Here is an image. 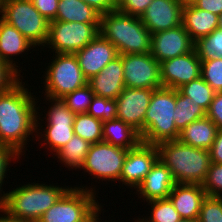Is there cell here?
Instances as JSON below:
<instances>
[{
    "label": "cell",
    "mask_w": 222,
    "mask_h": 222,
    "mask_svg": "<svg viewBox=\"0 0 222 222\" xmlns=\"http://www.w3.org/2000/svg\"><path fill=\"white\" fill-rule=\"evenodd\" d=\"M175 185L176 182L171 171L158 159L133 193H135L140 200H143H141V202L145 203L168 198Z\"/></svg>",
    "instance_id": "obj_20"
},
{
    "label": "cell",
    "mask_w": 222,
    "mask_h": 222,
    "mask_svg": "<svg viewBox=\"0 0 222 222\" xmlns=\"http://www.w3.org/2000/svg\"><path fill=\"white\" fill-rule=\"evenodd\" d=\"M71 186L38 220L39 222H91L105 204L98 202L92 183ZM81 185V186H79ZM94 186V187H93ZM103 204V205H102Z\"/></svg>",
    "instance_id": "obj_6"
},
{
    "label": "cell",
    "mask_w": 222,
    "mask_h": 222,
    "mask_svg": "<svg viewBox=\"0 0 222 222\" xmlns=\"http://www.w3.org/2000/svg\"><path fill=\"white\" fill-rule=\"evenodd\" d=\"M201 76V60L196 50L160 63L162 87L178 90Z\"/></svg>",
    "instance_id": "obj_15"
},
{
    "label": "cell",
    "mask_w": 222,
    "mask_h": 222,
    "mask_svg": "<svg viewBox=\"0 0 222 222\" xmlns=\"http://www.w3.org/2000/svg\"><path fill=\"white\" fill-rule=\"evenodd\" d=\"M194 5L218 16L222 14V0H198Z\"/></svg>",
    "instance_id": "obj_44"
},
{
    "label": "cell",
    "mask_w": 222,
    "mask_h": 222,
    "mask_svg": "<svg viewBox=\"0 0 222 222\" xmlns=\"http://www.w3.org/2000/svg\"><path fill=\"white\" fill-rule=\"evenodd\" d=\"M89 6H91L100 15H104L108 12L116 10V7L110 0H82Z\"/></svg>",
    "instance_id": "obj_45"
},
{
    "label": "cell",
    "mask_w": 222,
    "mask_h": 222,
    "mask_svg": "<svg viewBox=\"0 0 222 222\" xmlns=\"http://www.w3.org/2000/svg\"><path fill=\"white\" fill-rule=\"evenodd\" d=\"M86 113L102 122L115 119L117 116L116 100L94 95Z\"/></svg>",
    "instance_id": "obj_33"
},
{
    "label": "cell",
    "mask_w": 222,
    "mask_h": 222,
    "mask_svg": "<svg viewBox=\"0 0 222 222\" xmlns=\"http://www.w3.org/2000/svg\"><path fill=\"white\" fill-rule=\"evenodd\" d=\"M206 196L200 184L176 183L168 198L182 219L198 220Z\"/></svg>",
    "instance_id": "obj_22"
},
{
    "label": "cell",
    "mask_w": 222,
    "mask_h": 222,
    "mask_svg": "<svg viewBox=\"0 0 222 222\" xmlns=\"http://www.w3.org/2000/svg\"><path fill=\"white\" fill-rule=\"evenodd\" d=\"M201 77L215 92H222V59L201 61Z\"/></svg>",
    "instance_id": "obj_35"
},
{
    "label": "cell",
    "mask_w": 222,
    "mask_h": 222,
    "mask_svg": "<svg viewBox=\"0 0 222 222\" xmlns=\"http://www.w3.org/2000/svg\"><path fill=\"white\" fill-rule=\"evenodd\" d=\"M1 7H2V0H0V15H1Z\"/></svg>",
    "instance_id": "obj_53"
},
{
    "label": "cell",
    "mask_w": 222,
    "mask_h": 222,
    "mask_svg": "<svg viewBox=\"0 0 222 222\" xmlns=\"http://www.w3.org/2000/svg\"><path fill=\"white\" fill-rule=\"evenodd\" d=\"M110 1L117 8L124 0H110Z\"/></svg>",
    "instance_id": "obj_49"
},
{
    "label": "cell",
    "mask_w": 222,
    "mask_h": 222,
    "mask_svg": "<svg viewBox=\"0 0 222 222\" xmlns=\"http://www.w3.org/2000/svg\"><path fill=\"white\" fill-rule=\"evenodd\" d=\"M152 1L153 0H124L116 9L124 14L141 17Z\"/></svg>",
    "instance_id": "obj_40"
},
{
    "label": "cell",
    "mask_w": 222,
    "mask_h": 222,
    "mask_svg": "<svg viewBox=\"0 0 222 222\" xmlns=\"http://www.w3.org/2000/svg\"><path fill=\"white\" fill-rule=\"evenodd\" d=\"M195 42L180 25L173 29L152 34L151 55L159 62L186 54L194 50Z\"/></svg>",
    "instance_id": "obj_16"
},
{
    "label": "cell",
    "mask_w": 222,
    "mask_h": 222,
    "mask_svg": "<svg viewBox=\"0 0 222 222\" xmlns=\"http://www.w3.org/2000/svg\"><path fill=\"white\" fill-rule=\"evenodd\" d=\"M84 77L89 80L97 75L119 54L116 47L100 34L75 53Z\"/></svg>",
    "instance_id": "obj_18"
},
{
    "label": "cell",
    "mask_w": 222,
    "mask_h": 222,
    "mask_svg": "<svg viewBox=\"0 0 222 222\" xmlns=\"http://www.w3.org/2000/svg\"><path fill=\"white\" fill-rule=\"evenodd\" d=\"M146 203V206H149L147 208L149 211L148 214L144 217L142 215V218L140 214L138 216L142 222H180L182 220L169 198L153 200Z\"/></svg>",
    "instance_id": "obj_30"
},
{
    "label": "cell",
    "mask_w": 222,
    "mask_h": 222,
    "mask_svg": "<svg viewBox=\"0 0 222 222\" xmlns=\"http://www.w3.org/2000/svg\"><path fill=\"white\" fill-rule=\"evenodd\" d=\"M98 35L99 23L50 21L48 38L40 53L51 50L49 53L75 54Z\"/></svg>",
    "instance_id": "obj_10"
},
{
    "label": "cell",
    "mask_w": 222,
    "mask_h": 222,
    "mask_svg": "<svg viewBox=\"0 0 222 222\" xmlns=\"http://www.w3.org/2000/svg\"><path fill=\"white\" fill-rule=\"evenodd\" d=\"M122 65L126 88H162L160 63L151 53L124 54Z\"/></svg>",
    "instance_id": "obj_12"
},
{
    "label": "cell",
    "mask_w": 222,
    "mask_h": 222,
    "mask_svg": "<svg viewBox=\"0 0 222 222\" xmlns=\"http://www.w3.org/2000/svg\"><path fill=\"white\" fill-rule=\"evenodd\" d=\"M22 77L0 59V93L9 90Z\"/></svg>",
    "instance_id": "obj_39"
},
{
    "label": "cell",
    "mask_w": 222,
    "mask_h": 222,
    "mask_svg": "<svg viewBox=\"0 0 222 222\" xmlns=\"http://www.w3.org/2000/svg\"><path fill=\"white\" fill-rule=\"evenodd\" d=\"M103 142L124 149L135 148L140 142L139 133L121 119L103 122Z\"/></svg>",
    "instance_id": "obj_25"
},
{
    "label": "cell",
    "mask_w": 222,
    "mask_h": 222,
    "mask_svg": "<svg viewBox=\"0 0 222 222\" xmlns=\"http://www.w3.org/2000/svg\"><path fill=\"white\" fill-rule=\"evenodd\" d=\"M0 222H39V221L34 219L16 218L8 214L2 207H0Z\"/></svg>",
    "instance_id": "obj_46"
},
{
    "label": "cell",
    "mask_w": 222,
    "mask_h": 222,
    "mask_svg": "<svg viewBox=\"0 0 222 222\" xmlns=\"http://www.w3.org/2000/svg\"><path fill=\"white\" fill-rule=\"evenodd\" d=\"M39 13L49 22L54 21L57 16L59 0H31Z\"/></svg>",
    "instance_id": "obj_42"
},
{
    "label": "cell",
    "mask_w": 222,
    "mask_h": 222,
    "mask_svg": "<svg viewBox=\"0 0 222 222\" xmlns=\"http://www.w3.org/2000/svg\"><path fill=\"white\" fill-rule=\"evenodd\" d=\"M53 59L42 71L44 74L40 79L43 88L42 93L45 97L51 99H62L67 94L72 93L76 89L82 88L87 84L79 66L78 59L75 54L70 53H50ZM43 82V83H42ZM44 91V92H43Z\"/></svg>",
    "instance_id": "obj_8"
},
{
    "label": "cell",
    "mask_w": 222,
    "mask_h": 222,
    "mask_svg": "<svg viewBox=\"0 0 222 222\" xmlns=\"http://www.w3.org/2000/svg\"><path fill=\"white\" fill-rule=\"evenodd\" d=\"M198 0H179L183 7L194 5Z\"/></svg>",
    "instance_id": "obj_48"
},
{
    "label": "cell",
    "mask_w": 222,
    "mask_h": 222,
    "mask_svg": "<svg viewBox=\"0 0 222 222\" xmlns=\"http://www.w3.org/2000/svg\"><path fill=\"white\" fill-rule=\"evenodd\" d=\"M218 131L217 126L205 116L187 125L178 140L194 148L210 150Z\"/></svg>",
    "instance_id": "obj_24"
},
{
    "label": "cell",
    "mask_w": 222,
    "mask_h": 222,
    "mask_svg": "<svg viewBox=\"0 0 222 222\" xmlns=\"http://www.w3.org/2000/svg\"><path fill=\"white\" fill-rule=\"evenodd\" d=\"M194 49L201 61L222 59V29L218 27L209 35L199 38L194 44Z\"/></svg>",
    "instance_id": "obj_32"
},
{
    "label": "cell",
    "mask_w": 222,
    "mask_h": 222,
    "mask_svg": "<svg viewBox=\"0 0 222 222\" xmlns=\"http://www.w3.org/2000/svg\"><path fill=\"white\" fill-rule=\"evenodd\" d=\"M209 151L211 163L222 164V130L217 132L216 138Z\"/></svg>",
    "instance_id": "obj_43"
},
{
    "label": "cell",
    "mask_w": 222,
    "mask_h": 222,
    "mask_svg": "<svg viewBox=\"0 0 222 222\" xmlns=\"http://www.w3.org/2000/svg\"><path fill=\"white\" fill-rule=\"evenodd\" d=\"M104 210V211H103ZM103 211V212H102ZM101 213H102V217H101ZM104 213H105V209H102L92 220H91V222H118V220H114V219H111V220H109L110 219V214H109V218H108V221H107V219L105 220L104 219ZM101 218H103V219H101ZM103 220V221H102ZM105 220V221H104ZM112 220H114V221H112ZM123 222H124V220H122ZM119 222H120V220H119Z\"/></svg>",
    "instance_id": "obj_47"
},
{
    "label": "cell",
    "mask_w": 222,
    "mask_h": 222,
    "mask_svg": "<svg viewBox=\"0 0 222 222\" xmlns=\"http://www.w3.org/2000/svg\"><path fill=\"white\" fill-rule=\"evenodd\" d=\"M176 89L160 88L153 91L144 118L141 142L157 145L164 141L178 140L180 132L175 120Z\"/></svg>",
    "instance_id": "obj_7"
},
{
    "label": "cell",
    "mask_w": 222,
    "mask_h": 222,
    "mask_svg": "<svg viewBox=\"0 0 222 222\" xmlns=\"http://www.w3.org/2000/svg\"><path fill=\"white\" fill-rule=\"evenodd\" d=\"M179 90L185 96L190 97V101L200 105L205 111L208 110L216 93L201 76L187 84H184L179 88Z\"/></svg>",
    "instance_id": "obj_31"
},
{
    "label": "cell",
    "mask_w": 222,
    "mask_h": 222,
    "mask_svg": "<svg viewBox=\"0 0 222 222\" xmlns=\"http://www.w3.org/2000/svg\"><path fill=\"white\" fill-rule=\"evenodd\" d=\"M158 159L156 145L140 142L135 148L128 149L118 181L120 189H125L121 192H125L126 188L136 190Z\"/></svg>",
    "instance_id": "obj_13"
},
{
    "label": "cell",
    "mask_w": 222,
    "mask_h": 222,
    "mask_svg": "<svg viewBox=\"0 0 222 222\" xmlns=\"http://www.w3.org/2000/svg\"><path fill=\"white\" fill-rule=\"evenodd\" d=\"M182 9L179 0H153L140 19L153 34L182 25Z\"/></svg>",
    "instance_id": "obj_17"
},
{
    "label": "cell",
    "mask_w": 222,
    "mask_h": 222,
    "mask_svg": "<svg viewBox=\"0 0 222 222\" xmlns=\"http://www.w3.org/2000/svg\"><path fill=\"white\" fill-rule=\"evenodd\" d=\"M23 80L22 77L9 90L0 93V144L24 157L29 142L36 138L37 105L41 98L34 95Z\"/></svg>",
    "instance_id": "obj_1"
},
{
    "label": "cell",
    "mask_w": 222,
    "mask_h": 222,
    "mask_svg": "<svg viewBox=\"0 0 222 222\" xmlns=\"http://www.w3.org/2000/svg\"><path fill=\"white\" fill-rule=\"evenodd\" d=\"M43 97V100L48 104L50 103V105H48L47 110L40 107L41 102L37 105L35 141H38V144H41V147L43 146L42 148L45 146V149L50 151L49 157H51L52 154L54 156L60 151L75 135L73 124L76 114L67 107L62 99Z\"/></svg>",
    "instance_id": "obj_5"
},
{
    "label": "cell",
    "mask_w": 222,
    "mask_h": 222,
    "mask_svg": "<svg viewBox=\"0 0 222 222\" xmlns=\"http://www.w3.org/2000/svg\"><path fill=\"white\" fill-rule=\"evenodd\" d=\"M36 48L37 47L24 37L15 27L9 25L0 18V59L15 70L21 77H24L21 73L25 71L26 68H23V66L21 67L20 65L22 64L17 62L20 59L18 56L21 55V58L25 55L28 56L29 51H31V49V52L37 51ZM23 53L25 54L23 55ZM20 68H22L23 71Z\"/></svg>",
    "instance_id": "obj_19"
},
{
    "label": "cell",
    "mask_w": 222,
    "mask_h": 222,
    "mask_svg": "<svg viewBox=\"0 0 222 222\" xmlns=\"http://www.w3.org/2000/svg\"><path fill=\"white\" fill-rule=\"evenodd\" d=\"M156 146L159 160L171 171L176 183H204L211 164L209 150L194 148L179 140L164 141Z\"/></svg>",
    "instance_id": "obj_4"
},
{
    "label": "cell",
    "mask_w": 222,
    "mask_h": 222,
    "mask_svg": "<svg viewBox=\"0 0 222 222\" xmlns=\"http://www.w3.org/2000/svg\"><path fill=\"white\" fill-rule=\"evenodd\" d=\"M207 196L222 197V164L211 163L202 184Z\"/></svg>",
    "instance_id": "obj_38"
},
{
    "label": "cell",
    "mask_w": 222,
    "mask_h": 222,
    "mask_svg": "<svg viewBox=\"0 0 222 222\" xmlns=\"http://www.w3.org/2000/svg\"><path fill=\"white\" fill-rule=\"evenodd\" d=\"M91 144L84 139H82L78 135H74L72 139L60 150L58 151L54 157L57 158V162L59 161L62 165L67 167L70 171L72 170H80L83 166L85 158L88 154Z\"/></svg>",
    "instance_id": "obj_27"
},
{
    "label": "cell",
    "mask_w": 222,
    "mask_h": 222,
    "mask_svg": "<svg viewBox=\"0 0 222 222\" xmlns=\"http://www.w3.org/2000/svg\"><path fill=\"white\" fill-rule=\"evenodd\" d=\"M87 84L94 95L116 99L125 88L122 55L109 62L97 75L91 77Z\"/></svg>",
    "instance_id": "obj_21"
},
{
    "label": "cell",
    "mask_w": 222,
    "mask_h": 222,
    "mask_svg": "<svg viewBox=\"0 0 222 222\" xmlns=\"http://www.w3.org/2000/svg\"><path fill=\"white\" fill-rule=\"evenodd\" d=\"M99 34L116 47L119 55L151 53L152 34L140 17L117 9L100 15Z\"/></svg>",
    "instance_id": "obj_2"
},
{
    "label": "cell",
    "mask_w": 222,
    "mask_h": 222,
    "mask_svg": "<svg viewBox=\"0 0 222 222\" xmlns=\"http://www.w3.org/2000/svg\"><path fill=\"white\" fill-rule=\"evenodd\" d=\"M137 217V218H136ZM135 218H132L133 220H131L132 222H142L139 218H138V216H136Z\"/></svg>",
    "instance_id": "obj_52"
},
{
    "label": "cell",
    "mask_w": 222,
    "mask_h": 222,
    "mask_svg": "<svg viewBox=\"0 0 222 222\" xmlns=\"http://www.w3.org/2000/svg\"><path fill=\"white\" fill-rule=\"evenodd\" d=\"M21 157L22 156H20L11 147L0 144V207H2V205H3V203L6 199V194L7 193H5V191H3V189H4L3 186H4V184L5 185L7 184V183H5V179H8V177H7L8 174L7 173H8V171H9V173L11 172L10 171V168H11L10 166L11 165L13 166V164H15L16 160L18 162ZM12 162H14V163L11 164Z\"/></svg>",
    "instance_id": "obj_36"
},
{
    "label": "cell",
    "mask_w": 222,
    "mask_h": 222,
    "mask_svg": "<svg viewBox=\"0 0 222 222\" xmlns=\"http://www.w3.org/2000/svg\"><path fill=\"white\" fill-rule=\"evenodd\" d=\"M179 89L176 90L175 126L181 132L187 125L206 116V111L198 104L190 101Z\"/></svg>",
    "instance_id": "obj_28"
},
{
    "label": "cell",
    "mask_w": 222,
    "mask_h": 222,
    "mask_svg": "<svg viewBox=\"0 0 222 222\" xmlns=\"http://www.w3.org/2000/svg\"><path fill=\"white\" fill-rule=\"evenodd\" d=\"M127 149L114 146L106 142L91 144L88 154L85 158L83 166L79 171L83 170V174L91 176L93 182L101 183L106 181L107 185L120 180L122 167L127 156ZM86 173V174H85ZM108 181V182H107Z\"/></svg>",
    "instance_id": "obj_11"
},
{
    "label": "cell",
    "mask_w": 222,
    "mask_h": 222,
    "mask_svg": "<svg viewBox=\"0 0 222 222\" xmlns=\"http://www.w3.org/2000/svg\"><path fill=\"white\" fill-rule=\"evenodd\" d=\"M54 21L99 23L100 14L82 0H59Z\"/></svg>",
    "instance_id": "obj_26"
},
{
    "label": "cell",
    "mask_w": 222,
    "mask_h": 222,
    "mask_svg": "<svg viewBox=\"0 0 222 222\" xmlns=\"http://www.w3.org/2000/svg\"><path fill=\"white\" fill-rule=\"evenodd\" d=\"M206 116L217 126L218 130H222V92H216Z\"/></svg>",
    "instance_id": "obj_41"
},
{
    "label": "cell",
    "mask_w": 222,
    "mask_h": 222,
    "mask_svg": "<svg viewBox=\"0 0 222 222\" xmlns=\"http://www.w3.org/2000/svg\"><path fill=\"white\" fill-rule=\"evenodd\" d=\"M180 222H198V220L182 219Z\"/></svg>",
    "instance_id": "obj_51"
},
{
    "label": "cell",
    "mask_w": 222,
    "mask_h": 222,
    "mask_svg": "<svg viewBox=\"0 0 222 222\" xmlns=\"http://www.w3.org/2000/svg\"><path fill=\"white\" fill-rule=\"evenodd\" d=\"M154 89L124 88L115 99L117 116L141 136L144 133V118Z\"/></svg>",
    "instance_id": "obj_14"
},
{
    "label": "cell",
    "mask_w": 222,
    "mask_h": 222,
    "mask_svg": "<svg viewBox=\"0 0 222 222\" xmlns=\"http://www.w3.org/2000/svg\"><path fill=\"white\" fill-rule=\"evenodd\" d=\"M218 27L222 29V14L219 15Z\"/></svg>",
    "instance_id": "obj_50"
},
{
    "label": "cell",
    "mask_w": 222,
    "mask_h": 222,
    "mask_svg": "<svg viewBox=\"0 0 222 222\" xmlns=\"http://www.w3.org/2000/svg\"><path fill=\"white\" fill-rule=\"evenodd\" d=\"M73 128L75 135L90 144L103 141V122L87 113L76 114Z\"/></svg>",
    "instance_id": "obj_29"
},
{
    "label": "cell",
    "mask_w": 222,
    "mask_h": 222,
    "mask_svg": "<svg viewBox=\"0 0 222 222\" xmlns=\"http://www.w3.org/2000/svg\"><path fill=\"white\" fill-rule=\"evenodd\" d=\"M94 96L90 86L86 84L84 87L76 89L72 93L62 98V101L75 114L86 113Z\"/></svg>",
    "instance_id": "obj_34"
},
{
    "label": "cell",
    "mask_w": 222,
    "mask_h": 222,
    "mask_svg": "<svg viewBox=\"0 0 222 222\" xmlns=\"http://www.w3.org/2000/svg\"><path fill=\"white\" fill-rule=\"evenodd\" d=\"M22 182L6 191L2 208L16 218L39 220L41 216L71 187L58 183ZM21 185V186H20Z\"/></svg>",
    "instance_id": "obj_3"
},
{
    "label": "cell",
    "mask_w": 222,
    "mask_h": 222,
    "mask_svg": "<svg viewBox=\"0 0 222 222\" xmlns=\"http://www.w3.org/2000/svg\"><path fill=\"white\" fill-rule=\"evenodd\" d=\"M0 18L15 27L38 51L46 44L50 22L39 13L31 0H2Z\"/></svg>",
    "instance_id": "obj_9"
},
{
    "label": "cell",
    "mask_w": 222,
    "mask_h": 222,
    "mask_svg": "<svg viewBox=\"0 0 222 222\" xmlns=\"http://www.w3.org/2000/svg\"><path fill=\"white\" fill-rule=\"evenodd\" d=\"M218 20V15L199 9L195 5L182 9V25L194 42L217 29Z\"/></svg>",
    "instance_id": "obj_23"
},
{
    "label": "cell",
    "mask_w": 222,
    "mask_h": 222,
    "mask_svg": "<svg viewBox=\"0 0 222 222\" xmlns=\"http://www.w3.org/2000/svg\"><path fill=\"white\" fill-rule=\"evenodd\" d=\"M198 222H222V197L206 196L200 209Z\"/></svg>",
    "instance_id": "obj_37"
}]
</instances>
